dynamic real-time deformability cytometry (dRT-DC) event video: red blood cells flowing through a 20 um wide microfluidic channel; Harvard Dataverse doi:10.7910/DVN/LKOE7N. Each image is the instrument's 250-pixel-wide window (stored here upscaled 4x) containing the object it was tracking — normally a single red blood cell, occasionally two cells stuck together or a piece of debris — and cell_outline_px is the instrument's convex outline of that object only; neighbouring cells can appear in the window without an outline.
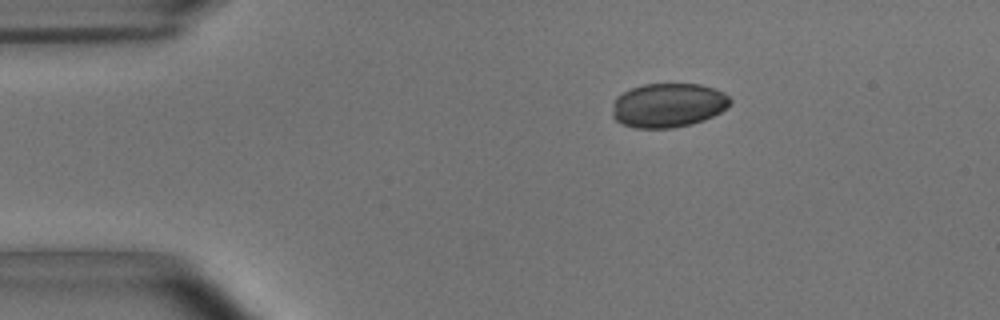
{"species": "common noctule bat (a hibernating species)", "species_latin": "Nyctalus noctula", "temperature_condition": "room temperature", "stored_images_in_passage": 45, "camera_frame_rate_fps": 3000, "um_per_image_px": 0.085, "animal": {"sex": "male", "body_mass_g": 15.6}, "frame": {"image": 1, "passage_image": 1, "time_ms": 0.0, "image_size_px": [1000, 320], "cell_outline_px": [[732, 104], [720, 112], [704, 120], [692, 124], [672, 128], [636, 128], [620, 124], [612, 116], [612, 112], [616, 96], [632, 88], [644, 84], [700, 84], [716, 88], [724, 92], [732, 100]], "centroid_in_image_um": [56.81, 8.95], "position_along_channel_um": 28.2, "area_um2": 30.58}}
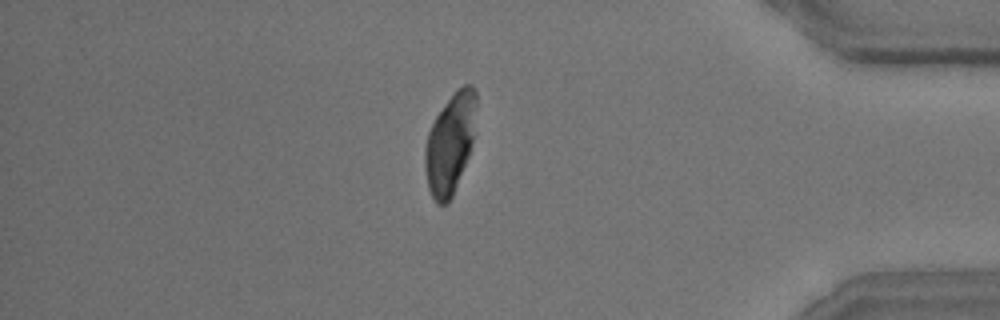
{"frame": {"image": 2, "passage_image": 38, "time_ms": 12.333, "image_size_px": [1000, 320], "cell_outline_px": [[476, 136], [452, 196], [448, 204], [436, 204], [428, 188], [424, 164], [424, 148], [428, 132], [436, 116], [444, 104], [456, 88], [464, 84], [472, 84], [476, 92]], "centroid_in_image_um": [38.28, 12.16], "position_along_channel_um": 396.9, "area_um2": 30.4}}
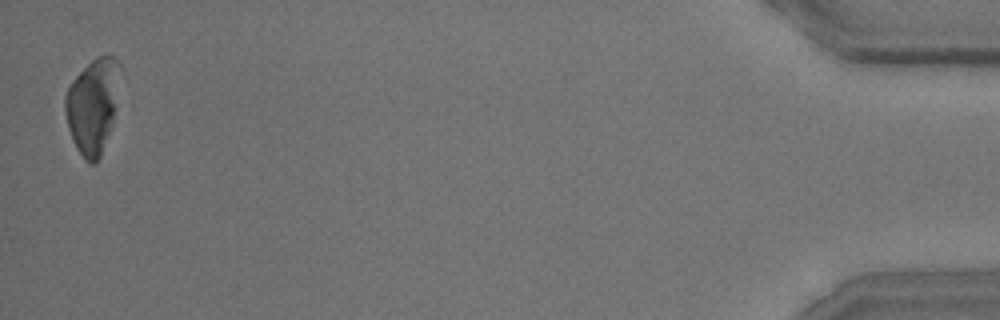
{"frame": {"image": 3, "passage_image": 45, "time_ms": 14.667, "image_size_px": [1000, 320], "cell_outline_px": [[124, 72], [112, 128], [100, 156], [92, 164], [84, 160], [76, 148], [68, 128], [64, 108], [64, 96], [72, 80], [96, 56], [108, 52], [116, 56]], "centroid_in_image_um": [7.95, 8.9], "position_along_channel_um": 427.2, "area_um2": 31.5}}